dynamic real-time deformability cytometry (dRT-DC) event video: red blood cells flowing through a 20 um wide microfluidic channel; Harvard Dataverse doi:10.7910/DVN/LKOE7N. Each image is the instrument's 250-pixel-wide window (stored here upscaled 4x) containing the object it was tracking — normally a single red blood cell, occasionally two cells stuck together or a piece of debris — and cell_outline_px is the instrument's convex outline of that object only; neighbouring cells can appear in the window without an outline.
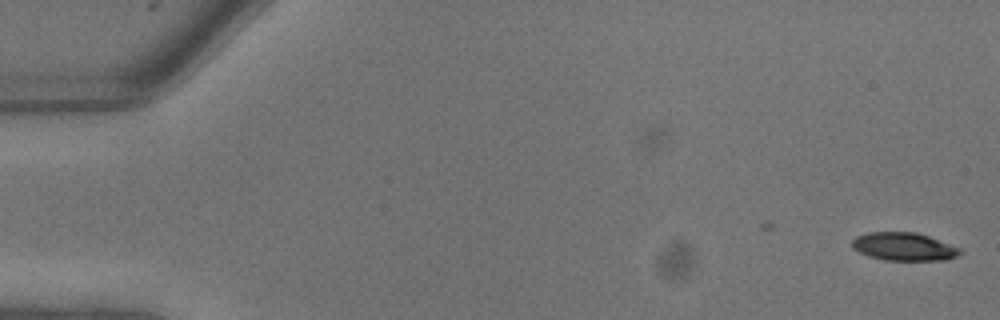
{"species": "common noctule bat (a hibernating species)", "species_latin": "Nyctalus noctula", "temperature_condition": "warm", "stored_images_in_passage": 9, "camera_frame_rate_fps": 3000, "um_per_image_px": 0.085, "animal": {"sex": "male", "body_mass_g": 13.3}, "frame": {"image": 1, "passage_image": 1, "time_ms": 0.0, "image_size_px": [1000, 320], "cell_outline_px": [[964, 252], [948, 260], [884, 260], [868, 256], [852, 248], [852, 240], [856, 236], [868, 232], [916, 232], [928, 236], [960, 248]], "centroid_in_image_um": [76.83, 20.96], "position_along_channel_um": 8.2, "area_um2": 17.69}}
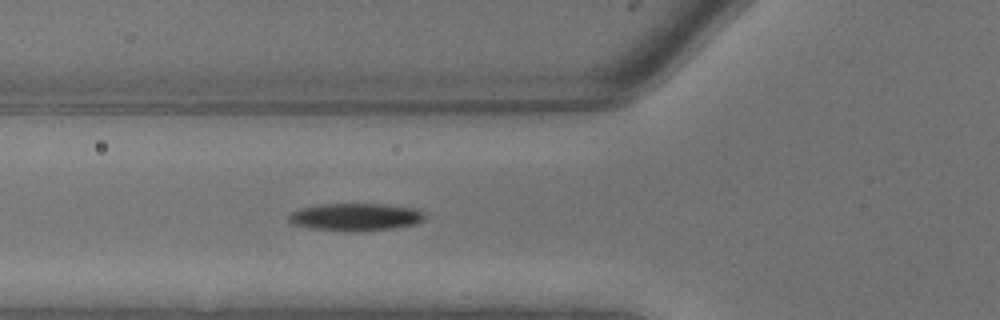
{"frame": {"image": 2, "passage_image": 9, "time_ms": 2.667, "image_size_px": [1000, 320], "cell_outline_px": [[428, 216], [424, 220], [416, 224], [392, 228], [364, 232], [308, 228], [292, 224], [288, 220], [288, 216], [292, 212], [300, 208], [320, 204], [388, 204], [416, 208], [424, 212]], "centroid_in_image_um": [30.27, 18.44], "position_along_channel_um": 95.5, "area_um2": 22.14}}